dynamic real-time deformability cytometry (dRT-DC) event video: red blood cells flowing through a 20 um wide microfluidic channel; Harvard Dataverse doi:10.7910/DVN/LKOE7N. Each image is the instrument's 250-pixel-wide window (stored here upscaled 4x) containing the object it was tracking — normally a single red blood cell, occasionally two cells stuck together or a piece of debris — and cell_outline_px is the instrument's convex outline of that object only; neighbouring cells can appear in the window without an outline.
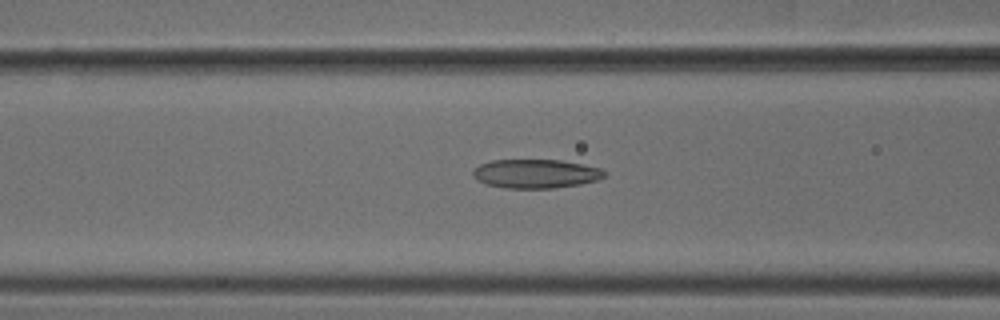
{"species": "common noctule bat (a hibernating species)", "species_latin": "Nyctalus noctula", "temperature_condition": "cold", "stored_images_in_passage": 52, "camera_frame_rate_fps": 3000, "um_per_image_px": 0.085, "animal": {"sex": "male", "body_mass_g": 18.8}, "frame": {"image": 1, "passage_image": 21, "time_ms": 6.667, "image_size_px": [1000, 320], "cell_outline_px": [[604, 176], [596, 180], [580, 184], [552, 188], [504, 188], [484, 184], [476, 180], [472, 176], [472, 172], [480, 164], [492, 160], [560, 160], [600, 168], [604, 172]], "centroid_in_image_um": [45.47, 14.77], "position_along_channel_um": 121.1, "area_um2": 22.02}}
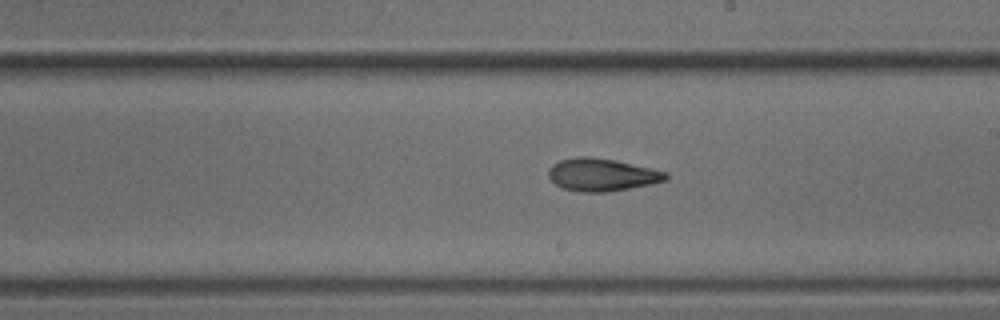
{"frame": {"image": 2, "passage_image": 30, "time_ms": 9.667, "image_size_px": [1000, 320], "cell_outline_px": [[668, 180], [652, 184], [604, 192], [576, 192], [564, 188], [556, 184], [548, 176], [548, 172], [552, 164], [560, 160], [576, 156], [588, 156], [616, 160], [652, 168], [668, 172]], "centroid_in_image_um": [51.18, 14.84], "position_along_channel_um": 237.8, "area_um2": 22.43}}
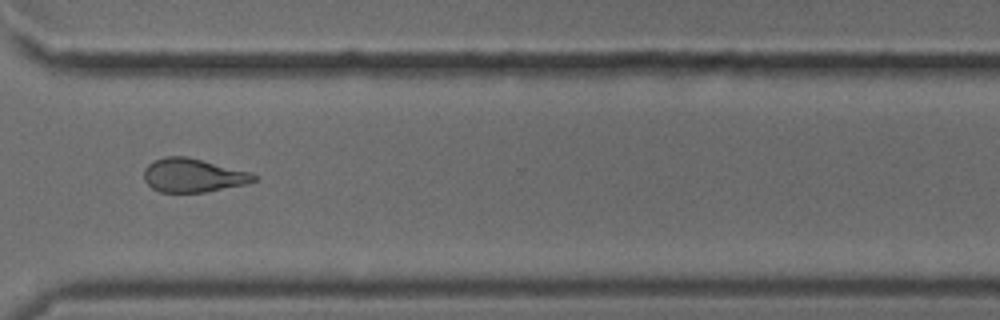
{"frame": {"image": 3, "passage_image": 39, "time_ms": 12.667, "image_size_px": [1000, 320], "cell_outline_px": [[256, 180], [248, 184], [204, 192], [160, 192], [152, 188], [144, 180], [144, 168], [152, 160], [164, 156], [188, 156], [252, 172], [256, 176]], "centroid_in_image_um": [16.41, 14.89], "position_along_channel_um": 354.2, "area_um2": 21.85}, "authors_computed_cell_mechanics": {"area_um2": 22.253, "velocity_mm_per_s": 3.8859, "shape_relaxation_time_tau1_ms": null, "shape_relaxation_time_tau2_ms": 4.3316, "deformation_change_tau1": null, "deformation_change_tau2": 0.129}}